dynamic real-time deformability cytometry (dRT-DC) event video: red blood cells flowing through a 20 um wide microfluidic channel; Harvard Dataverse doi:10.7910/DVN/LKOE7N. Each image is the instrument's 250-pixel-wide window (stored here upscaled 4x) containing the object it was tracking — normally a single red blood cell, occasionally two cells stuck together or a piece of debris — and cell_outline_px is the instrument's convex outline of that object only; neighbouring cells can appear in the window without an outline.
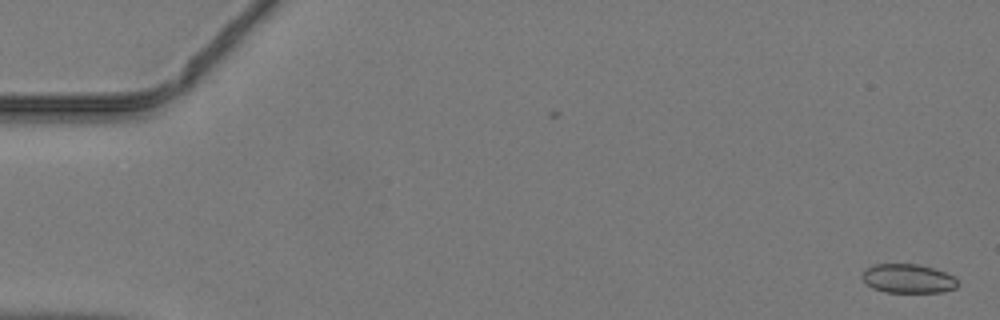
{"species": "common noctule bat (a hibernating species)", "species_latin": "Nyctalus noctula", "temperature_condition": "warm", "stored_images_in_passage": 36, "camera_frame_rate_fps": 3000, "um_per_image_px": 0.085, "animal": {"sex": "male", "body_mass_g": 19.2, "forearm_length_mm": 51.8}, "frame": {"image": 1, "passage_image": 1, "time_ms": 0.0, "image_size_px": [1000, 320], "cell_outline_px": [[956, 288], [944, 292], [884, 292], [872, 288], [860, 276], [864, 268], [872, 264], [920, 264], [944, 272], [952, 276], [956, 280]], "centroid_in_image_um": [77.12, 23.67], "position_along_channel_um": 7.9, "area_um2": 16.18}}
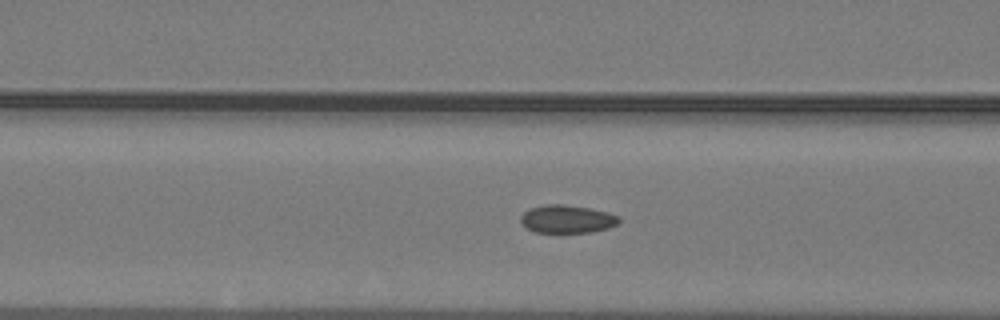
{"frame": {"image": 2, "passage_image": 19, "time_ms": 6.0, "image_size_px": [1000, 320], "cell_outline_px": [[620, 220], [616, 224], [608, 228], [592, 232], [536, 232], [528, 228], [520, 220], [520, 216], [524, 212], [532, 208], [544, 204], [564, 204], [588, 208], [608, 212], [620, 216]], "centroid_in_image_um": [48.22, 18.61], "position_along_channel_um": 118.4, "area_um2": 15.9}}
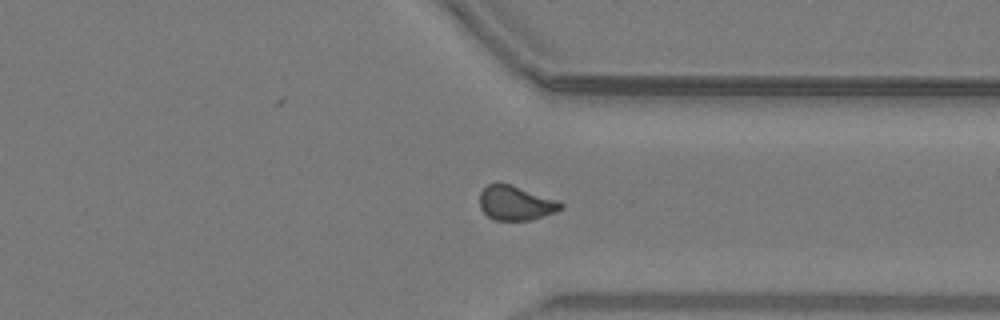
{"frame": {"image": 3, "passage_image": 36, "time_ms": 11.667, "image_size_px": [1000, 320], "cell_outline_px": [[564, 208], [556, 212], [532, 220], [492, 220], [480, 208], [480, 192], [488, 184], [512, 184], [560, 200], [564, 204]], "centroid_in_image_um": [43.89, 17.26], "position_along_channel_um": 367.5, "area_um2": 16.53}}